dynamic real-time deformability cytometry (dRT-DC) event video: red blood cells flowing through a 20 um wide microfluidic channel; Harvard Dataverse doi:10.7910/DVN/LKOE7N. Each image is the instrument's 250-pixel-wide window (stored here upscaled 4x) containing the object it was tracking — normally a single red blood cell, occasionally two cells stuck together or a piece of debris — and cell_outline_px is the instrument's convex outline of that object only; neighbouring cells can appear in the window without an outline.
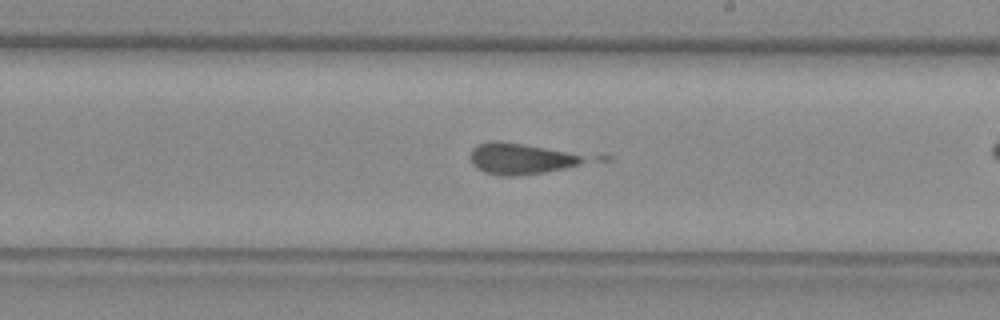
{"species": "common noctule bat (a hibernating species)", "species_latin": "Nyctalus noctula", "temperature_condition": "warm", "stored_images_in_passage": 33, "camera_frame_rate_fps": 3000, "um_per_image_px": 0.085, "animal": {"sex": "female", "body_mass_g": 29.2, "forearm_length_mm": 56.3}, "frame": {"image": 1, "passage_image": 23, "time_ms": 7.333, "image_size_px": [1000, 320], "cell_outline_px": [[588, 160], [580, 164], [544, 172], [516, 176], [500, 176], [484, 172], [476, 168], [472, 164], [472, 148], [476, 144], [492, 140], [496, 140], [520, 144], [564, 152], [580, 156]], "centroid_in_image_um": [44.15, 13.5], "position_along_channel_um": 244.9, "area_um2": 20.06}}
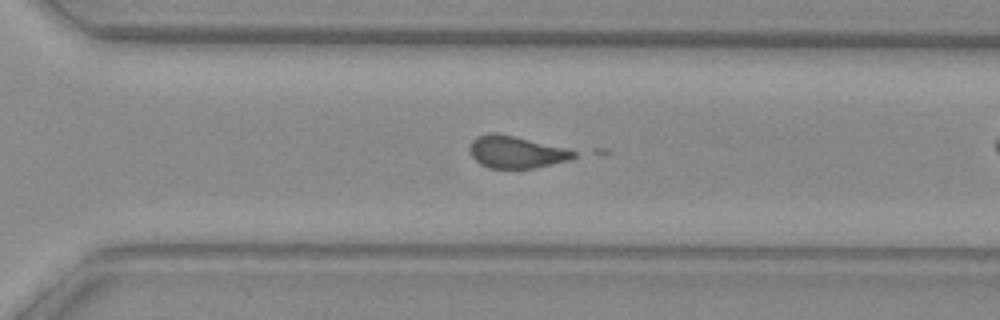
{"frame": {"image": 2, "passage_image": 29, "time_ms": 9.333, "image_size_px": [1000, 320], "cell_outline_px": [[576, 156], [568, 160], [532, 168], [488, 168], [480, 164], [472, 156], [468, 148], [472, 140], [476, 136], [488, 132], [496, 132], [564, 148], [576, 152]], "centroid_in_image_um": [43.79, 12.91], "position_along_channel_um": 326.8, "area_um2": 19.25}}